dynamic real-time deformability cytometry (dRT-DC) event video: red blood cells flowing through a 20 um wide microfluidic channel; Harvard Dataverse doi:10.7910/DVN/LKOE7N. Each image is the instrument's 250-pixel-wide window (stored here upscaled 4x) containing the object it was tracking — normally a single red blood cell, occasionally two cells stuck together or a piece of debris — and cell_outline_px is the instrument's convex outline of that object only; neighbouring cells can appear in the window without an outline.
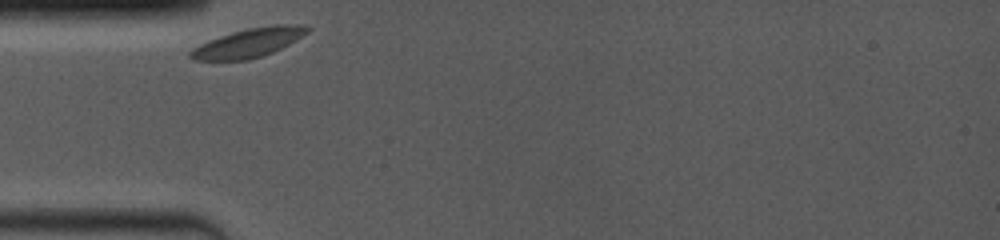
{"species": "common noctule bat (a hibernating species)", "species_latin": "Nyctalus noctula", "temperature_condition": "room temperature", "stored_images_in_passage": 16, "camera_frame_rate_fps": 4000, "um_per_image_px": 0.085, "animal": {"sex": "female", "body_mass_g": 19.0, "forearm_length_mm": 53.3}, "frame": {"image": 1, "passage_image": 1, "time_ms": 0.0, "image_size_px": [1000, 240], "cell_outline_px": [[312, 28], [308, 32], [288, 44], [272, 52], [248, 60], [192, 60], [188, 56], [188, 52], [192, 48], [208, 40], [232, 32], [248, 28], [272, 24], [304, 24]], "centroid_in_image_um": [21.12, 3.62], "position_along_channel_um": 63.9, "area_um2": 19.77}}
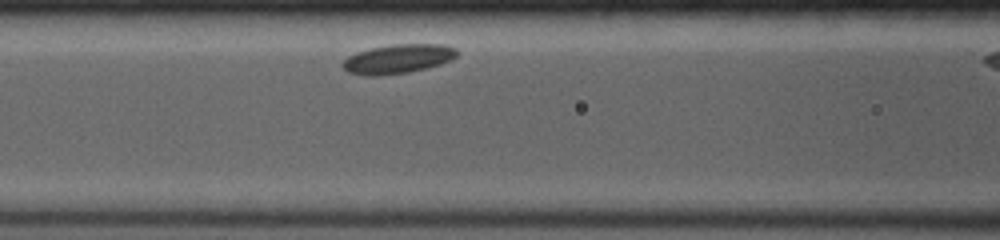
{"frame": {"image": 2, "passage_image": 6, "time_ms": 2.0, "image_size_px": [1000, 240], "cell_outline_px": [[460, 52], [452, 60], [440, 64], [408, 72], [376, 76], [364, 76], [348, 72], [340, 64], [348, 56], [356, 52], [372, 48], [392, 44], [440, 44], [456, 48]], "centroid_in_image_um": [33.82, 5.0], "position_along_channel_um": 132.8, "area_um2": 19.48}}
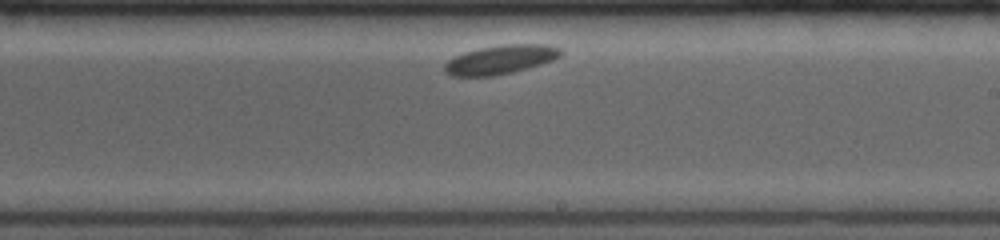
{"frame": {"image": 3, "passage_image": 15, "time_ms": 5.25, "image_size_px": [1000, 240], "cell_outline_px": [[564, 52], [560, 56], [552, 60], [540, 64], [512, 72], [496, 76], [452, 76], [444, 72], [444, 64], [448, 60], [464, 52], [480, 48], [500, 44], [548, 44], [560, 48]], "centroid_in_image_um": [42.54, 5.06], "position_along_channel_um": 246.5, "area_um2": 19.65}}